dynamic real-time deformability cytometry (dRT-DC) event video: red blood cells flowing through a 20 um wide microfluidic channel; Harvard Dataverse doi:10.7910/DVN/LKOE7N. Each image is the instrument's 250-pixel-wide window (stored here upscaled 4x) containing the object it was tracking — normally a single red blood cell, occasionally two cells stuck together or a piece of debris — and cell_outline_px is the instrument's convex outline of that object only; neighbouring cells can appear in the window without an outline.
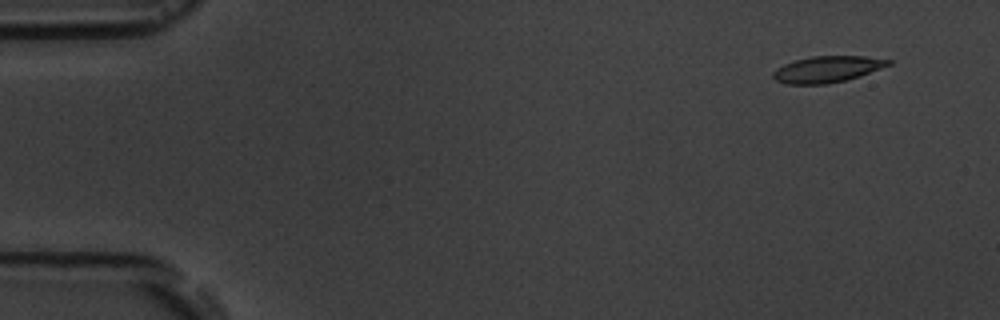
{"species": "common noctule bat (a hibernating species)", "species_latin": "Nyctalus noctula", "temperature_condition": "room temperature", "stored_images_in_passage": 9, "camera_frame_rate_fps": 3000, "um_per_image_px": 0.085, "animal": {"sex": "male", "body_mass_g": 19.5, "forearm_length_mm": 54.6}, "frame": {"image": 1, "passage_image": 1, "time_ms": 0.0, "image_size_px": [1000, 320], "cell_outline_px": [[892, 64], [860, 76], [828, 84], [788, 84], [776, 80], [772, 76], [772, 72], [776, 68], [784, 64], [796, 60], [812, 56], [864, 56], [892, 60]], "centroid_in_image_um": [70.31, 5.88], "position_along_channel_um": 14.7, "area_um2": 17.63}}
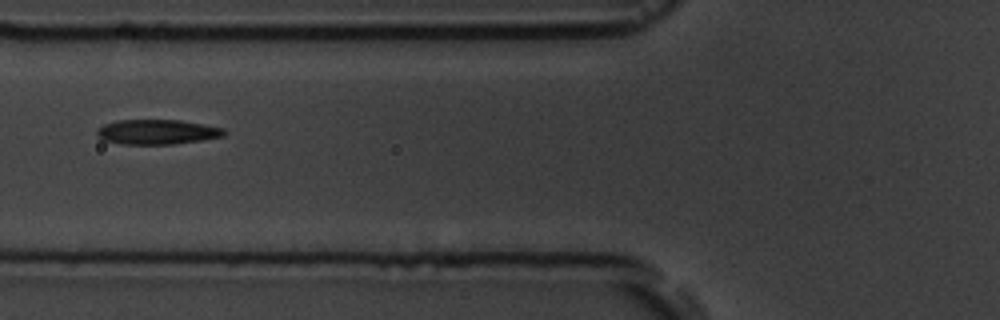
{"frame": {"image": 2, "passage_image": 6, "time_ms": 5.667, "image_size_px": [1000, 320], "cell_outline_px": [[228, 132], [224, 136], [200, 140], [172, 144], [120, 144], [100, 140], [96, 136], [96, 128], [104, 124], [116, 120], [180, 120], [224, 128]], "centroid_in_image_um": [13.29, 11.21], "position_along_channel_um": 112.5, "area_um2": 18.61}}
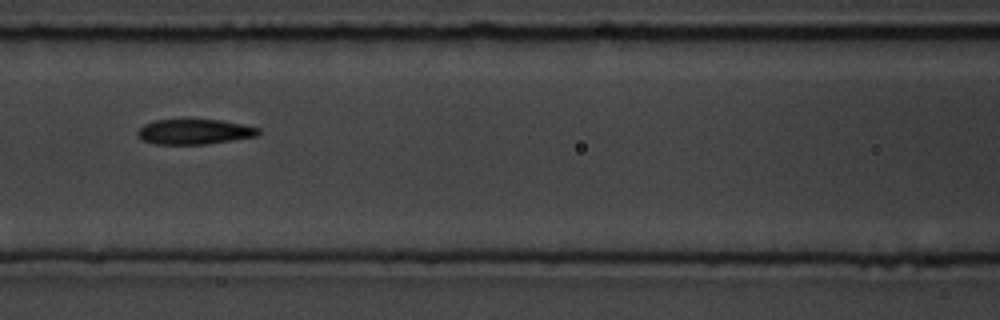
{"frame": {"image": 3, "passage_image": 7, "time_ms": 6.667, "image_size_px": [1000, 320], "cell_outline_px": [[260, 132], [256, 136], [208, 144], [152, 144], [144, 140], [136, 132], [144, 124], [156, 120], [220, 120], [244, 124], [260, 128]], "centroid_in_image_um": [16.55, 11.2], "position_along_channel_um": 150.1, "area_um2": 17.57}}